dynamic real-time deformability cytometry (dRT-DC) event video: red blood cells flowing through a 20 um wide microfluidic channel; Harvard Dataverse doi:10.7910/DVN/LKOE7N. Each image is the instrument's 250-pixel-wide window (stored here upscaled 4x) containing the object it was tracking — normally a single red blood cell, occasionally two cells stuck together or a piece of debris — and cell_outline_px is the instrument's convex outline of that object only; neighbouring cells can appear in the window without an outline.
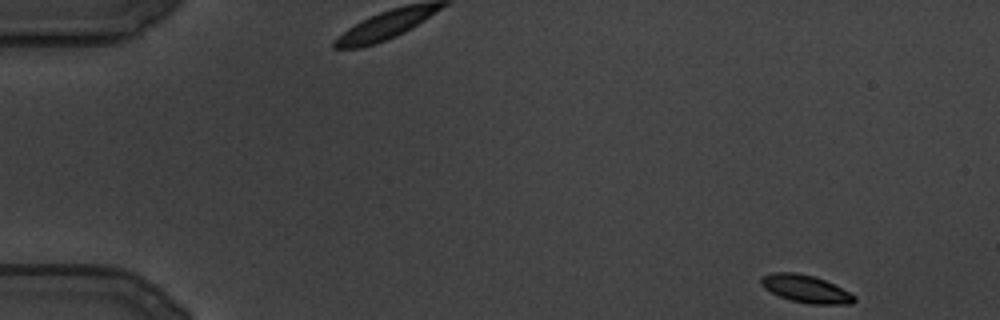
{"species": "common noctule bat (a hibernating species)", "species_latin": "Nyctalus noctula", "temperature_condition": "cold", "stored_images_in_passage": 116, "camera_frame_rate_fps": 3000, "um_per_image_px": 0.085, "animal": {"sex": "male", "body_mass_g": 19.5, "forearm_length_mm": 54.6}, "frame": {"image": 1, "passage_image": 1, "time_ms": 0.0, "image_size_px": [1000, 320], "cell_outline_px": [[856, 300], [852, 304], [808, 304], [792, 300], [780, 296], [764, 288], [760, 284], [760, 280], [764, 276], [772, 272], [796, 272], [816, 276], [856, 296]], "centroid_in_image_um": [68.49, 24.55], "position_along_channel_um": 16.5, "area_um2": 14.85}}
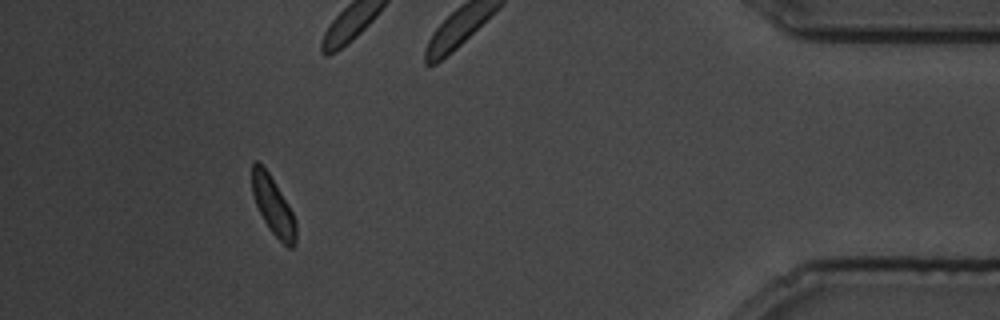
{"frame": {"image": 2, "passage_image": 105, "time_ms": 34.667, "image_size_px": [1000, 320], "cell_outline_px": [[296, 244], [292, 248], [288, 248], [272, 232], [264, 220], [256, 204], [252, 192], [252, 160], [256, 160], [268, 172], [288, 204], [296, 220]], "centroid_in_image_um": [23.23, 17.51], "position_along_channel_um": 412.0, "area_um2": 14.62}}